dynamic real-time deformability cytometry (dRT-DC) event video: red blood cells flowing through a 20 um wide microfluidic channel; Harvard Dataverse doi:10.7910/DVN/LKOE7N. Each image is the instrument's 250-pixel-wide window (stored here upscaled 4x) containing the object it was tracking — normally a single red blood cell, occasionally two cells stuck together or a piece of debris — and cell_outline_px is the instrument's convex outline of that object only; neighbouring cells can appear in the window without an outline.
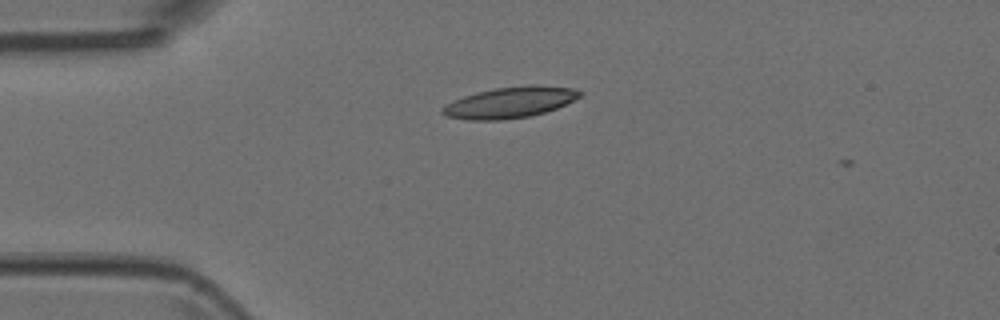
{"species": "Egyptian fruit bat (a non-hibernating species)", "species_latin": "Rousettus aegyptiacus", "temperature_condition": "room temperature", "stored_images_in_passage": 4, "camera_frame_rate_fps": 3000, "um_per_image_px": 0.085, "animal": {"sex": "female"}, "frame": {"image": 1, "passage_image": 2, "time_ms": 0.333, "image_size_px": [1000, 320], "cell_outline_px": [[580, 96], [556, 108], [532, 116], [500, 120], [468, 120], [444, 116], [440, 112], [440, 108], [464, 96], [476, 92], [496, 88], [528, 84], [536, 84], [572, 88], [580, 92]], "centroid_in_image_um": [43.3, 8.71], "position_along_channel_um": 41.7, "area_um2": 24.74}}
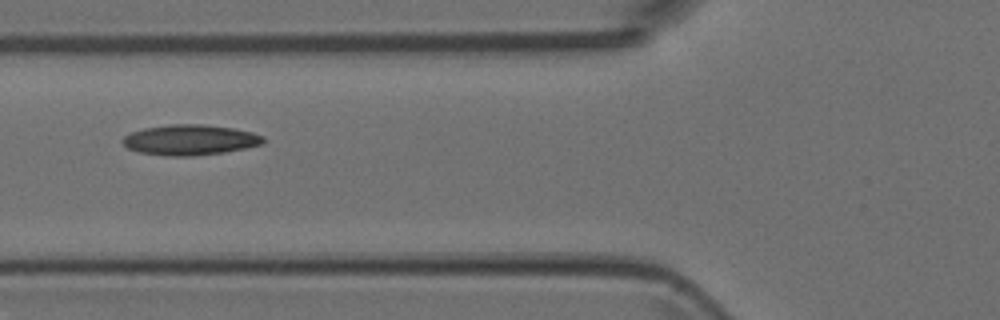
{"frame": {"image": 2, "passage_image": 4, "time_ms": 1.0, "image_size_px": [1000, 320], "cell_outline_px": [[264, 144], [224, 152], [192, 156], [168, 156], [140, 152], [128, 148], [120, 140], [124, 136], [132, 132], [144, 128], [172, 124], [204, 124], [232, 128], [252, 132], [264, 136]], "centroid_in_image_um": [16.16, 11.89], "position_along_channel_um": 109.6, "area_um2": 24.85}}